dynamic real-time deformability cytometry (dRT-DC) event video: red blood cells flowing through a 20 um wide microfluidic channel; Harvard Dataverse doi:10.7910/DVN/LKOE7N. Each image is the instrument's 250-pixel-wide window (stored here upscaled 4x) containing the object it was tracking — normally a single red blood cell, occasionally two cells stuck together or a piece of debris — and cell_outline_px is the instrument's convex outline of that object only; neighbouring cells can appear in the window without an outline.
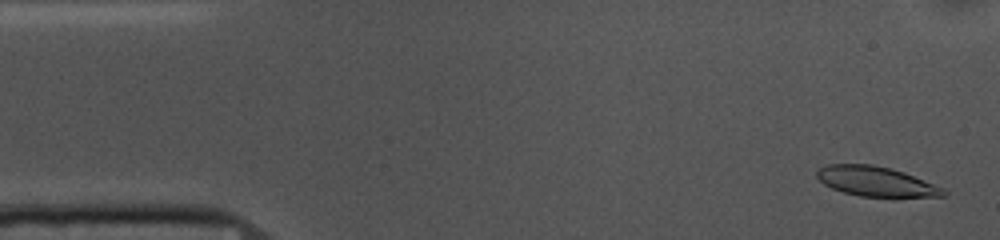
{"species": "common noctule bat (a hibernating species)", "species_latin": "Nyctalus noctula", "temperature_condition": "cold", "stored_images_in_passage": 48, "camera_frame_rate_fps": 3000, "um_per_image_px": 0.085, "animal": {"sex": "female", "body_mass_g": 10.0, "forearm_length_mm": 53.1}, "frame": {"image": 1, "passage_image": 2, "time_ms": 0.333, "image_size_px": [1000, 240], "cell_outline_px": [[948, 192], [944, 196], [896, 200], [892, 200], [860, 196], [844, 192], [832, 188], [824, 184], [816, 176], [816, 172], [820, 168], [828, 164], [872, 164], [892, 168], [904, 172], [944, 188]], "centroid_in_image_um": [74.56, 15.48], "position_along_channel_um": 10.4, "area_um2": 23.0}}
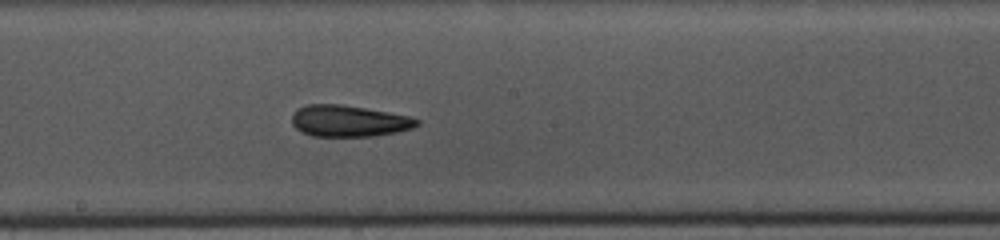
{"frame": {"image": 2, "passage_image": 27, "time_ms": 8.667, "image_size_px": [1000, 240], "cell_outline_px": [[420, 124], [412, 128], [396, 132], [372, 136], [312, 136], [300, 132], [292, 124], [292, 112], [296, 108], [304, 104], [340, 104], [388, 112], [408, 116], [420, 120]], "centroid_in_image_um": [29.6, 10.28], "position_along_channel_um": 218.6, "area_um2": 23.0}}
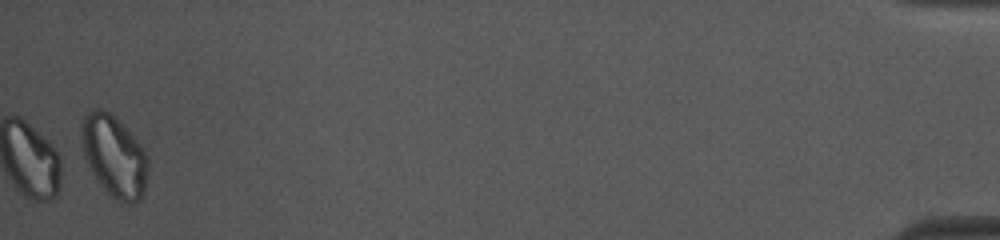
{"frame": {"image": 3, "passage_image": 48, "time_ms": 15.667, "image_size_px": [1000, 240], "cell_outline_px": [[148, 168], [144, 192], [140, 200], [132, 204], [120, 204], [96, 180], [84, 156], [80, 140], [80, 124], [84, 116], [92, 108], [100, 108], [108, 112], [140, 144], [148, 156]], "centroid_in_image_um": [9.68, 13.3], "position_along_channel_um": 425.5, "area_um2": 31.56}, "authors_computed_cell_mechanics": {"area_um2": 23.0911, "velocity_mm_per_s": 3.687, "shape_relaxation_time_tau1_ms": 5.4344, "shape_relaxation_time_tau2_ms": 4.7666, "deformation_change_tau1": 0.1787, "deformation_change_tau2": 0.1259}}